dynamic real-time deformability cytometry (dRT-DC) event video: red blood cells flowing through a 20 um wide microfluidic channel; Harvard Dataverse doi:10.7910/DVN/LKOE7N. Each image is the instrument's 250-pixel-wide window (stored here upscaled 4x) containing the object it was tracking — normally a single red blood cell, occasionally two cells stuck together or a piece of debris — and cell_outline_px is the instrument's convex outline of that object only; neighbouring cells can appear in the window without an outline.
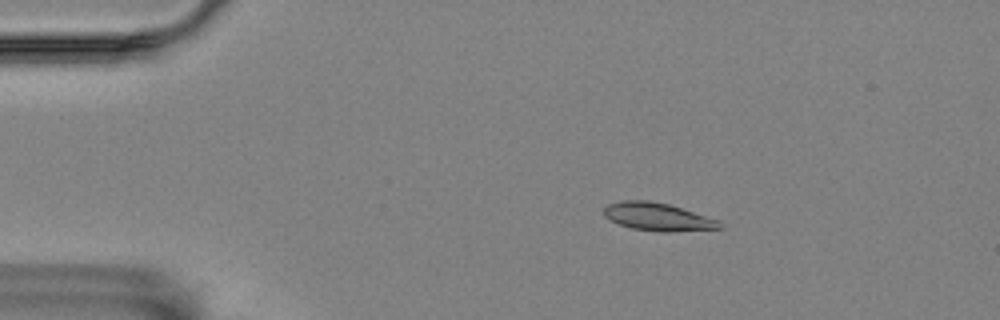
{"species": "Egyptian fruit bat (a non-hibernating species)", "species_latin": "Rousettus aegyptiacus", "temperature_condition": "room temperature", "stored_images_in_passage": 3, "camera_frame_rate_fps": 3000, "um_per_image_px": 0.085, "animal": {"sex": "female"}, "frame": {"image": 1, "passage_image": 1, "time_ms": 0.0, "image_size_px": [1000, 320], "cell_outline_px": [[724, 228], [672, 232], [660, 232], [632, 228], [608, 220], [604, 216], [604, 208], [608, 204], [620, 200], [648, 200], [668, 204], [720, 220]], "centroid_in_image_um": [55.91, 18.43], "position_along_channel_um": 29.1, "area_um2": 18.96}}
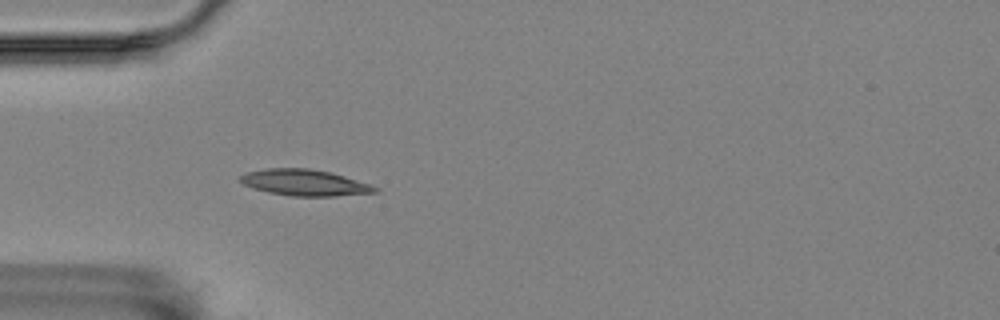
{"frame": {"image": 2, "passage_image": 3, "time_ms": 0.667, "image_size_px": [1000, 320], "cell_outline_px": [[380, 192], [336, 196], [292, 196], [268, 192], [252, 188], [236, 180], [240, 176], [248, 172], [268, 168], [308, 168], [332, 172], [372, 184], [380, 188]], "centroid_in_image_um": [25.94, 15.52], "position_along_channel_um": 59.1, "area_um2": 20.87}}